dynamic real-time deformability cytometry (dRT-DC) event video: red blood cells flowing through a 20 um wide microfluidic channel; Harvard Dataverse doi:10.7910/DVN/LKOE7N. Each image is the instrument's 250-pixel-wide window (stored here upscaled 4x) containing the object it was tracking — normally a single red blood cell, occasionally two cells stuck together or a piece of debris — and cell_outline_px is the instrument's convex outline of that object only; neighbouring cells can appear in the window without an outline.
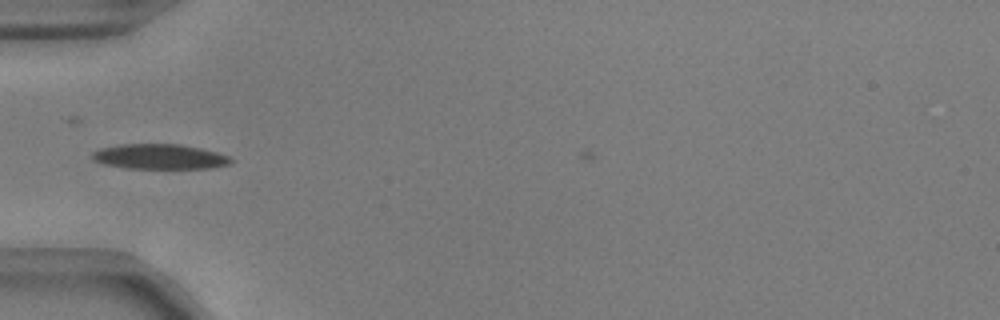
{"species": "common noctule bat (a hibernating species)", "species_latin": "Nyctalus noctula", "temperature_condition": "warm", "stored_images_in_passage": 6, "camera_frame_rate_fps": 3000, "um_per_image_px": 0.085, "animal": {"sex": "male", "body_mass_g": 17.9, "forearm_length_mm": 54.2}, "frame": {"image": 1, "passage_image": 3, "time_ms": 0.667, "image_size_px": [1000, 320], "cell_outline_px": [[236, 160], [232, 164], [212, 168], [124, 168], [104, 164], [92, 160], [92, 152], [100, 148], [124, 144], [176, 144], [200, 148], [216, 152], [228, 156]], "centroid_in_image_um": [13.59, 13.32], "position_along_channel_um": 71.4, "area_um2": 20.29}}